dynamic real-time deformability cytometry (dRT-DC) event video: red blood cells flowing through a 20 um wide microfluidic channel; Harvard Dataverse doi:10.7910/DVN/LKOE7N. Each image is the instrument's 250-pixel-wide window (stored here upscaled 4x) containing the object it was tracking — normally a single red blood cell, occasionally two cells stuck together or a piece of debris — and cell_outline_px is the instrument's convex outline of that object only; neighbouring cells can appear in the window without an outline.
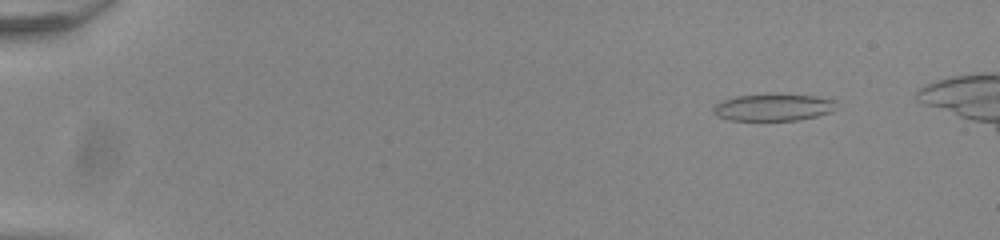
{"species": "common noctule bat (a hibernating species)", "species_latin": "Nyctalus noctula", "temperature_condition": "room temperature", "stored_images_in_passage": 47, "camera_frame_rate_fps": 3000, "um_per_image_px": 0.085, "animal": {"sex": "male", "body_mass_g": 20.0, "forearm_length_mm": 53.3}, "frame": {"image": 1, "passage_image": 2, "time_ms": 0.333, "image_size_px": [1000, 240], "cell_outline_px": [[836, 100], [832, 112], [816, 116], [796, 120], [728, 120], [716, 116], [712, 112], [712, 108], [720, 100], [736, 96], [816, 96]], "centroid_in_image_um": [65.66, 9.16], "position_along_channel_um": 19.3, "area_um2": 18.79}}
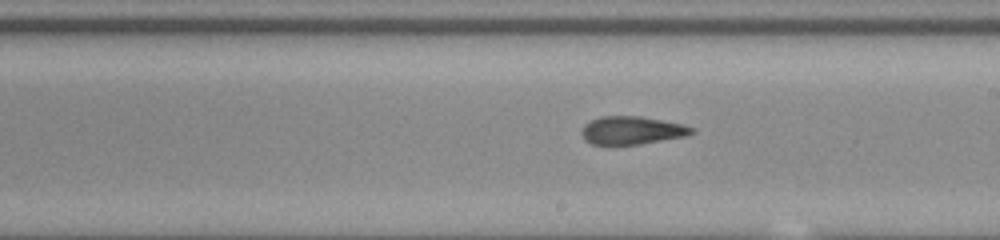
{"frame": {"image": 2, "passage_image": 28, "time_ms": 9.0, "image_size_px": [1000, 240], "cell_outline_px": [[696, 132], [688, 136], [640, 144], [608, 148], [592, 144], [584, 140], [580, 132], [584, 124], [600, 116], [640, 116], [684, 124], [696, 128]], "centroid_in_image_um": [53.69, 11.12], "position_along_channel_um": 235.3, "area_um2": 18.9}}
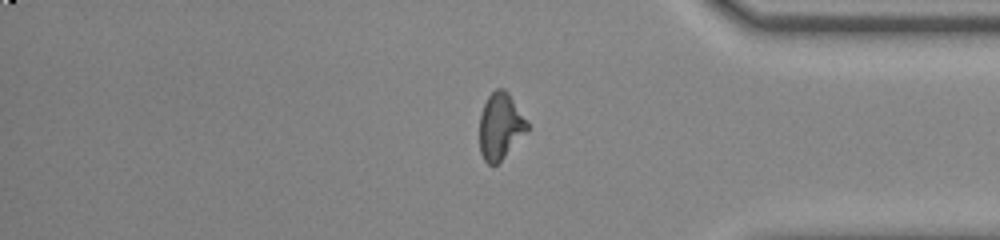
{"frame": {"image": 3, "passage_image": 41, "time_ms": 13.333, "image_size_px": [1000, 240], "cell_outline_px": [[528, 132], [496, 164], [488, 164], [484, 160], [480, 152], [480, 112], [488, 96], [496, 88], [504, 88], [508, 92], [528, 120]], "centroid_in_image_um": [42.55, 10.7], "position_along_channel_um": 392.7, "area_um2": 18.55}}